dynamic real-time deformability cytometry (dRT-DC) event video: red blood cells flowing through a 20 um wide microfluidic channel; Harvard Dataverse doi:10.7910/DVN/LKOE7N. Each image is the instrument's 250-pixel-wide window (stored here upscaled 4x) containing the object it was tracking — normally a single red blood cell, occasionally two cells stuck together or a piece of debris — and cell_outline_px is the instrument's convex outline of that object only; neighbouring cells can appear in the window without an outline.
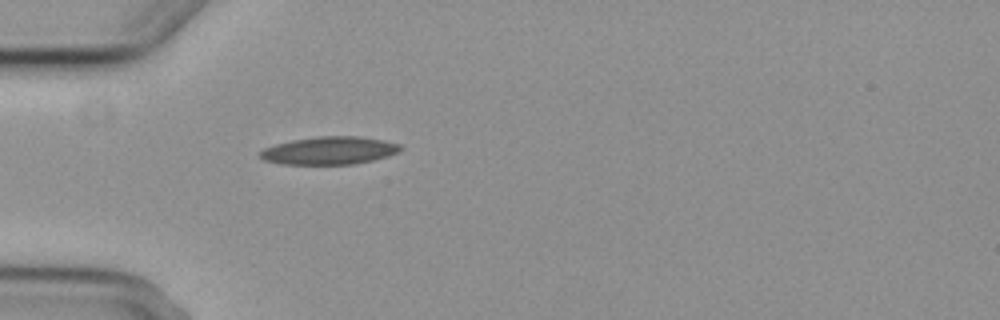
{"species": "common noctule bat (a hibernating species)", "species_latin": "Nyctalus noctula", "temperature_condition": "cold", "stored_images_in_passage": 1, "camera_frame_rate_fps": 3000, "um_per_image_px": 0.085, "animal": {"sex": "female", "body_mass_g": 29.2, "forearm_length_mm": 56.3}, "frame": {"image": 1, "passage_image": 1, "time_ms": 0.0, "image_size_px": [1000, 320], "cell_outline_px": [[404, 148], [400, 152], [388, 156], [372, 160], [352, 164], [280, 164], [264, 160], [260, 156], [260, 152], [264, 148], [276, 144], [292, 140], [316, 136], [360, 136], [384, 140], [400, 144]], "centroid_in_image_um": [28.04, 12.79], "position_along_channel_um": 57.0, "area_um2": 22.83}}